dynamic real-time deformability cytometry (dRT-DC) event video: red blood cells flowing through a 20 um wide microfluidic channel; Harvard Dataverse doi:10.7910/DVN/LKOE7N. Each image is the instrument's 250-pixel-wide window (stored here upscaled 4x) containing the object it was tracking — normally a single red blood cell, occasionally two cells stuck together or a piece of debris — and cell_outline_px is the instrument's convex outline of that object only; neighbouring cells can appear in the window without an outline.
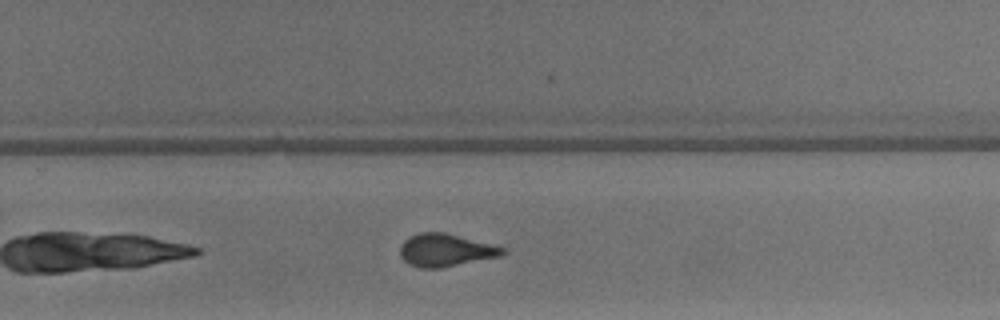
{"species": "common noctule bat (a hibernating species)", "species_latin": "Nyctalus noctula", "temperature_condition": "warm", "stored_images_in_passage": 24, "camera_frame_rate_fps": 3000, "um_per_image_px": 0.085, "animal": {"sex": "male", "body_mass_g": 13.3}, "frame": {"image": 1, "passage_image": 17, "time_ms": 5.333, "image_size_px": [1000, 320], "cell_outline_px": [[508, 252], [500, 256], [440, 268], [420, 268], [408, 264], [400, 256], [400, 244], [408, 236], [420, 232], [444, 232], [508, 248]], "centroid_in_image_um": [37.87, 21.26], "position_along_channel_um": 291.9, "area_um2": 19.71}}